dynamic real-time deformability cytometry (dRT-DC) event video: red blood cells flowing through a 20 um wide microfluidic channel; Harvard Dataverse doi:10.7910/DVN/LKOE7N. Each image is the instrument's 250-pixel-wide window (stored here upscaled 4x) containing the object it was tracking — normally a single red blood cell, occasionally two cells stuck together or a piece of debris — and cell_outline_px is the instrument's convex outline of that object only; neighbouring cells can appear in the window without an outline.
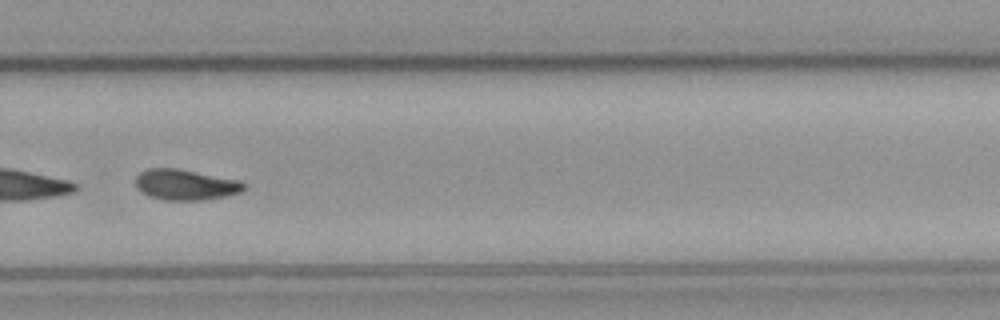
{"species": "common noctule bat (a hibernating species)", "species_latin": "Nyctalus noctula", "temperature_condition": "cold", "stored_images_in_passage": 54, "camera_frame_rate_fps": 3000, "um_per_image_px": 0.085, "animal": {"sex": "male", "body_mass_g": 23.1, "forearm_length_mm": 52.7}, "frame": {"image": 1, "passage_image": 37, "time_ms": 12.0, "image_size_px": [1000, 320], "cell_outline_px": [[244, 192], [204, 200], [164, 200], [148, 196], [140, 192], [136, 188], [136, 176], [140, 172], [148, 168], [180, 168], [240, 180], [244, 184]], "centroid_in_image_um": [15.75, 15.69], "position_along_channel_um": 314.0, "area_um2": 19.65}, "authors_computed_cell_mechanics": {"area_um2": 26.5302, "velocity_mm_per_s": 3.6162, "shape_relaxation_time_tau1_ms": 5.8883, "shape_relaxation_time_tau2_ms": null, "deformation_change_tau1": 0.1457, "deformation_change_tau2": null}}